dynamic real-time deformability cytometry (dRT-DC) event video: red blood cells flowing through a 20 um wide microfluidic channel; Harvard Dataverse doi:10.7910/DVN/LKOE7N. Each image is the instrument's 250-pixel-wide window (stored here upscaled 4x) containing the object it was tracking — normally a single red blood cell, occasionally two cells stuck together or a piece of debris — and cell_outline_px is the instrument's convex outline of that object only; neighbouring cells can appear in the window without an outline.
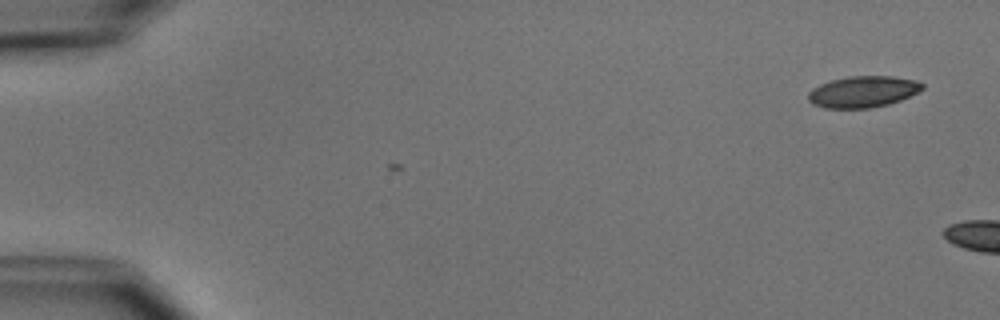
{"species": "common noctule bat (a hibernating species)", "species_latin": "Nyctalus noctula", "temperature_condition": "cold", "stored_images_in_passage": 3, "camera_frame_rate_fps": 3000, "um_per_image_px": 0.085, "animal": {"sex": "male", "body_mass_g": 15.6}, "frame": {"image": 1, "passage_image": 3, "time_ms": 0.667, "image_size_px": [1000, 320], "cell_outline_px": [[924, 88], [900, 100], [888, 104], [868, 108], [824, 108], [812, 104], [808, 100], [808, 92], [812, 88], [820, 84], [832, 80], [848, 76], [892, 76], [916, 80], [924, 84]], "centroid_in_image_um": [73.32, 7.79], "position_along_channel_um": 11.7, "area_um2": 20.81}}